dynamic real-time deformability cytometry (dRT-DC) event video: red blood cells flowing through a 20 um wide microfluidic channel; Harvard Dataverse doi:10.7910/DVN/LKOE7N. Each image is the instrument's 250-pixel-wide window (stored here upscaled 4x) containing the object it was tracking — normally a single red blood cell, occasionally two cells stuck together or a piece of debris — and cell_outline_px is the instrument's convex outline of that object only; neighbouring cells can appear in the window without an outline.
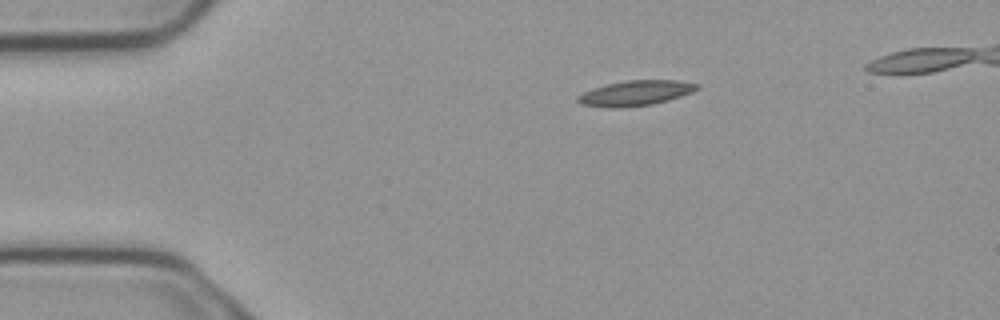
{"species": "common noctule bat (a hibernating species)", "species_latin": "Nyctalus noctula", "temperature_condition": "cold", "stored_images_in_passage": 3, "camera_frame_rate_fps": 3000, "um_per_image_px": 0.085, "animal": {"sex": "male", "body_mass_g": 23.1, "forearm_length_mm": 52.7}, "frame": {"image": 1, "passage_image": 1, "time_ms": 0.0, "image_size_px": [1000, 320], "cell_outline_px": [[700, 88], [692, 92], [668, 100], [652, 104], [620, 108], [604, 108], [580, 104], [576, 100], [576, 96], [592, 88], [608, 84], [628, 80], [680, 80], [700, 84]], "centroid_in_image_um": [54.01, 7.92], "position_along_channel_um": 31.0, "area_um2": 17.63}}